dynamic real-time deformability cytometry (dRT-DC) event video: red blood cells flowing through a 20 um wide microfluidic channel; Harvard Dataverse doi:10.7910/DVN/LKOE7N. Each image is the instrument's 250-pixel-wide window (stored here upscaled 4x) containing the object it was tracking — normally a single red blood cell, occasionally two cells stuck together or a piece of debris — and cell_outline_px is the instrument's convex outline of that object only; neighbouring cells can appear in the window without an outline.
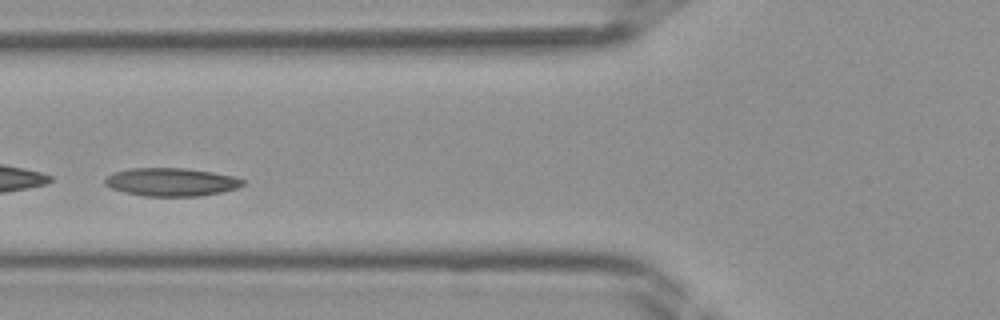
{"species": "Egyptian fruit bat (a non-hibernating species)", "species_latin": "Rousettus aegyptiacus", "temperature_condition": "room temperature", "stored_images_in_passage": 38, "camera_frame_rate_fps": 3000, "um_per_image_px": 0.085, "frame": {"image": 1, "passage_image": 11, "time_ms": 3.333, "image_size_px": [1000, 320], "cell_outline_px": [[244, 184], [236, 188], [220, 192], [200, 196], [144, 196], [124, 192], [112, 188], [104, 184], [104, 180], [108, 176], [116, 172], [132, 168], [188, 168], [212, 172], [232, 176], [244, 180]], "centroid_in_image_um": [14.55, 15.47], "position_along_channel_um": 111.2, "area_um2": 22.43}}
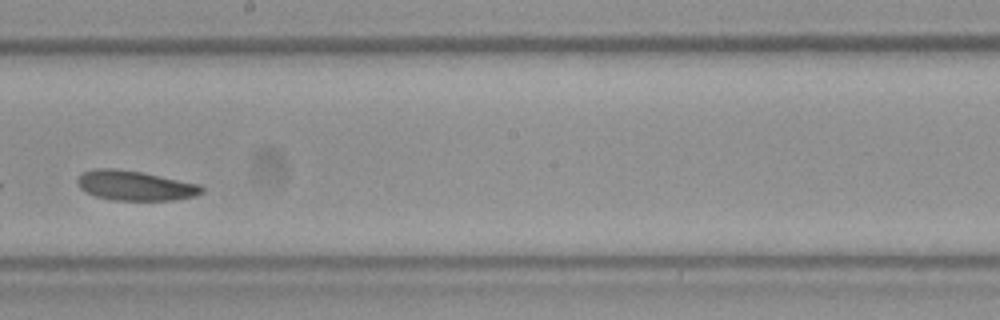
{"frame": {"image": 2, "passage_image": 19, "time_ms": 6.0, "image_size_px": [1000, 320], "cell_outline_px": [[204, 192], [196, 196], [172, 200], [112, 200], [96, 196], [84, 192], [76, 184], [76, 180], [84, 172], [92, 168], [116, 168], [144, 172], [200, 184], [204, 188]], "centroid_in_image_um": [11.48, 15.77], "position_along_channel_um": 236.7, "area_um2": 21.91}}
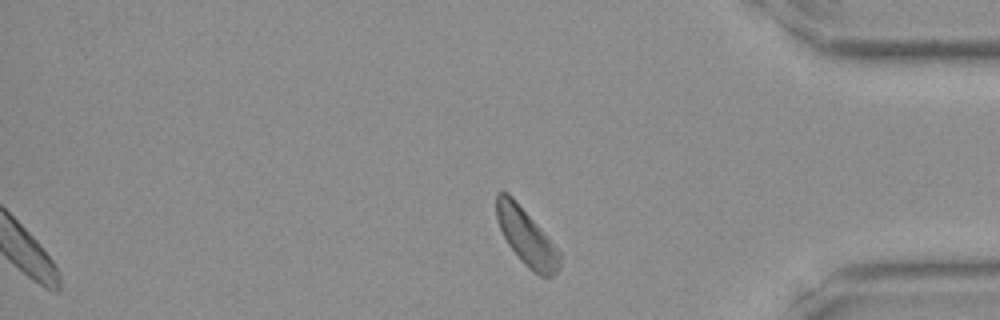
{"frame": {"image": 3, "passage_image": 38, "time_ms": 12.333, "image_size_px": [1000, 320], "cell_outline_px": [[560, 268], [552, 276], [540, 276], [532, 272], [520, 260], [508, 244], [496, 220], [496, 192], [508, 192], [512, 196], [540, 228], [560, 252]], "centroid_in_image_um": [44.73, 20.15], "position_along_channel_um": 390.5, "area_um2": 20.69}}